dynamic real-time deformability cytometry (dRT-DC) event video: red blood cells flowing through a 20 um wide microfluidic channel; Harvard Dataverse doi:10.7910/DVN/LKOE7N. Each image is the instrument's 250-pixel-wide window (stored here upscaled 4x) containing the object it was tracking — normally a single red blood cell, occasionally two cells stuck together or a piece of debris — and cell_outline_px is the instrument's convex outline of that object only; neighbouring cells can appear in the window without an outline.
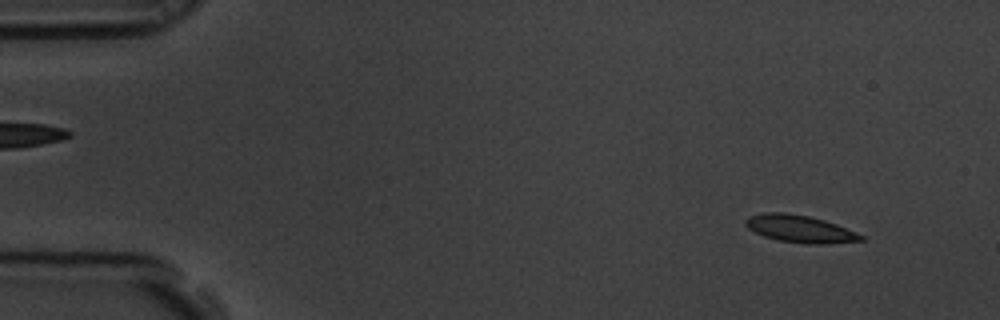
{"species": "common noctule bat (a hibernating species)", "species_latin": "Nyctalus noctula", "temperature_condition": "room temperature", "stored_images_in_passage": 10, "camera_frame_rate_fps": 3000, "um_per_image_px": 0.085, "animal": {"sex": "male", "body_mass_g": 19.5, "forearm_length_mm": 54.6}, "frame": {"image": 1, "passage_image": 1, "time_ms": 0.0, "image_size_px": [1000, 320], "cell_outline_px": [[864, 240], [824, 244], [804, 244], [776, 240], [764, 236], [748, 228], [744, 224], [744, 220], [748, 216], [764, 212], [784, 212], [808, 216], [824, 220], [836, 224], [856, 232], [864, 236]], "centroid_in_image_um": [67.96, 19.45], "position_along_channel_um": 17.0, "area_um2": 18.44}}
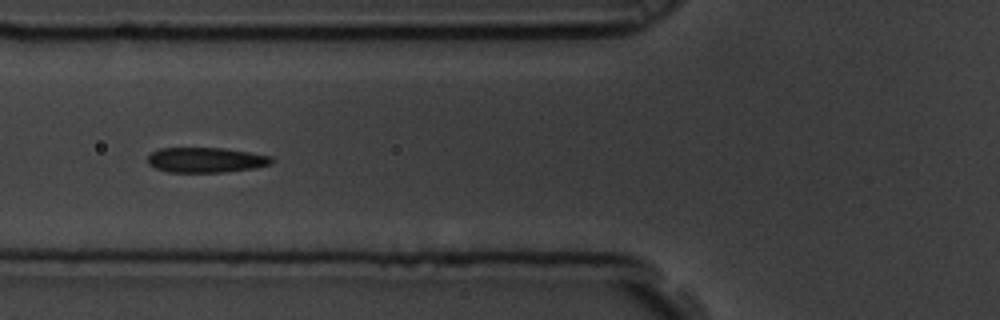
{"frame": {"image": 2, "passage_image": 5, "time_ms": 1.333, "image_size_px": [1000, 320], "cell_outline_px": [[276, 160], [272, 164], [256, 168], [224, 172], [168, 172], [156, 168], [148, 164], [148, 156], [152, 152], [160, 148], [224, 148], [272, 156]], "centroid_in_image_um": [17.55, 13.6], "position_along_channel_um": 108.3, "area_um2": 18.26}}
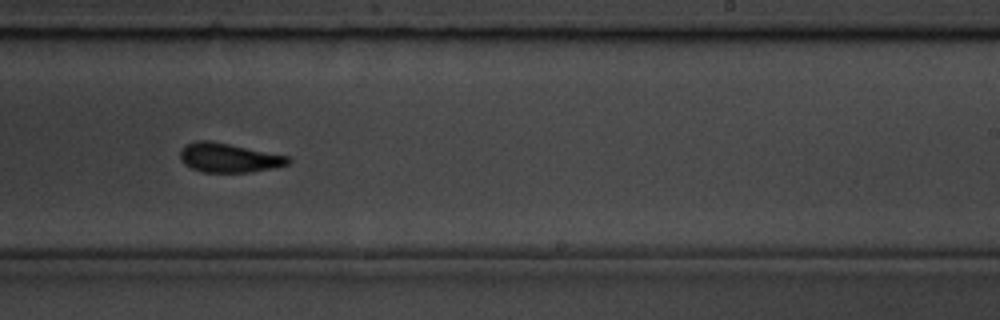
{"frame": {"image": 3, "passage_image": 9, "time_ms": 2.667, "image_size_px": [1000, 320], "cell_outline_px": [[292, 160], [288, 164], [272, 168], [248, 172], [200, 172], [184, 164], [180, 160], [180, 152], [188, 144], [196, 140], [208, 140], [288, 156]], "centroid_in_image_um": [19.43, 13.42], "position_along_channel_um": 269.6, "area_um2": 18.09}}